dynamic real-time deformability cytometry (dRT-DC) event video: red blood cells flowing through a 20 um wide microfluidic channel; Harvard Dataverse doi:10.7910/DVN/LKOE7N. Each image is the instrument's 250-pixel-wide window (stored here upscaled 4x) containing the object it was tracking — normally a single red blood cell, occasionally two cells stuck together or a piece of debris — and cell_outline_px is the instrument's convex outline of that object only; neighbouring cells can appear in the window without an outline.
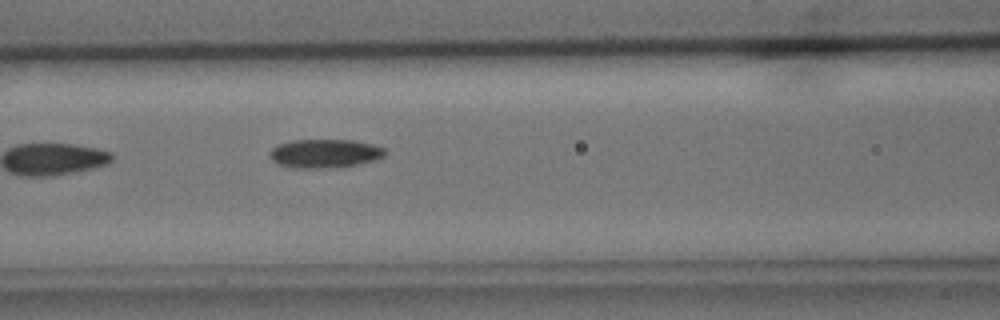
{"species": "common noctule bat (a hibernating species)", "species_latin": "Nyctalus noctula", "temperature_condition": "cold", "stored_images_in_passage": 4, "camera_frame_rate_fps": 3000, "um_per_image_px": 0.085, "animal": {"sex": "male", "body_mass_g": 15.6}, "frame": {"image": 1, "passage_image": 4, "time_ms": 3.333, "image_size_px": [1000, 320], "cell_outline_px": [[388, 152], [384, 156], [376, 160], [356, 164], [316, 168], [296, 168], [280, 164], [272, 160], [268, 152], [272, 148], [280, 144], [292, 140], [352, 140], [372, 144], [384, 148]], "centroid_in_image_um": [27.62, 13.03], "position_along_channel_um": 139.0, "area_um2": 19.02}}